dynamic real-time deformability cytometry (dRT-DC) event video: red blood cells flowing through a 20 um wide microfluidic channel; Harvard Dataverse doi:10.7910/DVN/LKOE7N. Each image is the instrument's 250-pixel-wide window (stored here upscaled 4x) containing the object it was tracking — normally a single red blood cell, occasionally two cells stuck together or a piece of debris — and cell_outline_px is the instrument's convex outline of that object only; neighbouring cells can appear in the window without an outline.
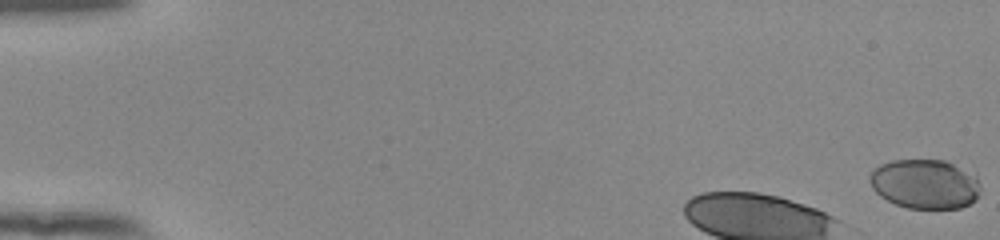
{"species": "human", "species_latin": "Homo sapiens", "temperature_condition": "room temperature", "stored_images_in_passage": 10, "camera_frame_rate_fps": 3000, "um_per_image_px": 0.085, "donor": {"sex": "female"}, "frame": {"image": 1, "passage_image": 1, "time_ms": 0.0, "image_size_px": [1000, 240], "cell_outline_px": [[980, 192], [976, 200], [960, 208], [908, 208], [896, 204], [880, 196], [872, 188], [868, 180], [868, 176], [880, 164], [892, 160], [944, 160], [976, 172], [980, 184]], "centroid_in_image_um": [78.66, 15.62], "position_along_channel_um": 6.3, "area_um2": 32.37}}